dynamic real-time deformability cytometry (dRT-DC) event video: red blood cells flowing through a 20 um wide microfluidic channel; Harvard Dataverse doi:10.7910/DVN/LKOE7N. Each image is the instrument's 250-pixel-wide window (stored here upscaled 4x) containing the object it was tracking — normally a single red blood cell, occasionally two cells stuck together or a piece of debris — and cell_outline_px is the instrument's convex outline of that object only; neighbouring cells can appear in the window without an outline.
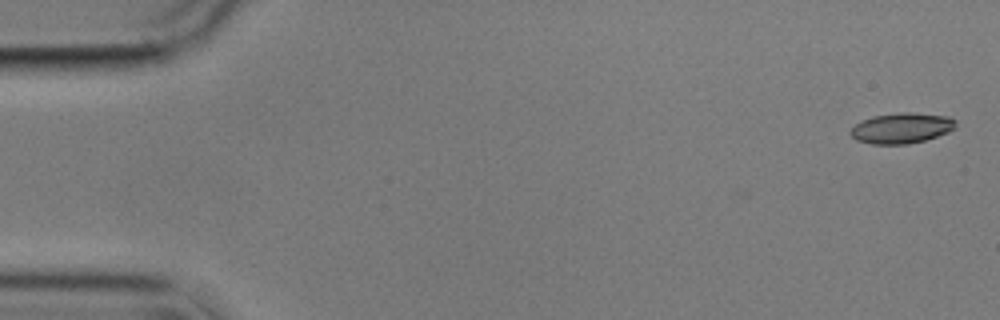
{"species": "common noctule bat (a hibernating species)", "species_latin": "Nyctalus noctula", "temperature_condition": "cold", "stored_images_in_passage": 6, "camera_frame_rate_fps": 3000, "um_per_image_px": 0.085, "animal": {"sex": "male", "body_mass_g": 17.9}, "frame": {"image": 1, "passage_image": 1, "time_ms": 0.0, "image_size_px": [1000, 320], "cell_outline_px": [[956, 128], [948, 132], [924, 140], [908, 144], [872, 144], [856, 140], [848, 132], [860, 120], [872, 116], [900, 112], [912, 112], [948, 116], [956, 120]], "centroid_in_image_um": [76.62, 10.88], "position_along_channel_um": 8.4, "area_um2": 18.84}}
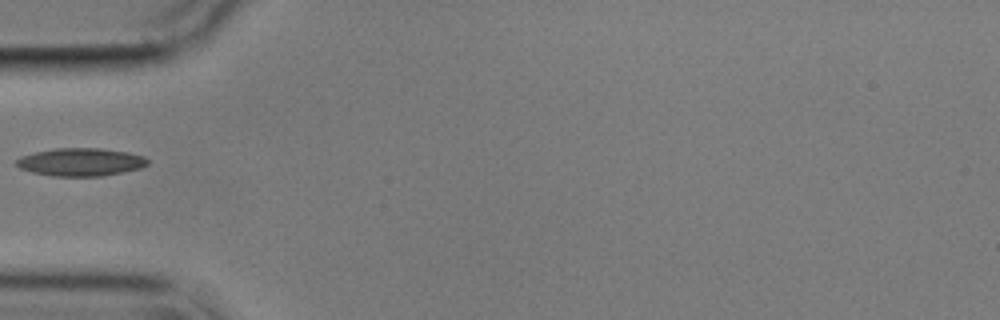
{"frame": {"image": 2, "passage_image": 5, "time_ms": 5.667, "image_size_px": [1000, 320], "cell_outline_px": [[148, 164], [140, 168], [124, 172], [100, 176], [52, 176], [32, 172], [20, 168], [12, 164], [20, 156], [36, 152], [56, 148], [100, 148], [128, 152], [144, 156], [148, 160]], "centroid_in_image_um": [6.84, 13.77], "position_along_channel_um": 78.2, "area_um2": 21.44}}
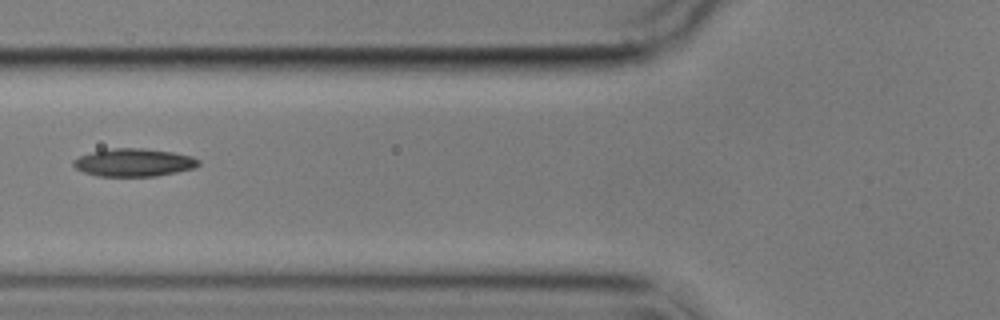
{"frame": {"image": 3, "passage_image": 6, "time_ms": 6.667, "image_size_px": [1000, 320], "cell_outline_px": [[200, 164], [196, 168], [156, 176], [96, 176], [84, 172], [76, 168], [72, 164], [72, 160], [80, 156], [92, 152], [112, 148], [140, 148], [172, 152], [192, 156], [200, 160]], "centroid_in_image_um": [11.39, 13.81], "position_along_channel_um": 114.4, "area_um2": 20.35}}